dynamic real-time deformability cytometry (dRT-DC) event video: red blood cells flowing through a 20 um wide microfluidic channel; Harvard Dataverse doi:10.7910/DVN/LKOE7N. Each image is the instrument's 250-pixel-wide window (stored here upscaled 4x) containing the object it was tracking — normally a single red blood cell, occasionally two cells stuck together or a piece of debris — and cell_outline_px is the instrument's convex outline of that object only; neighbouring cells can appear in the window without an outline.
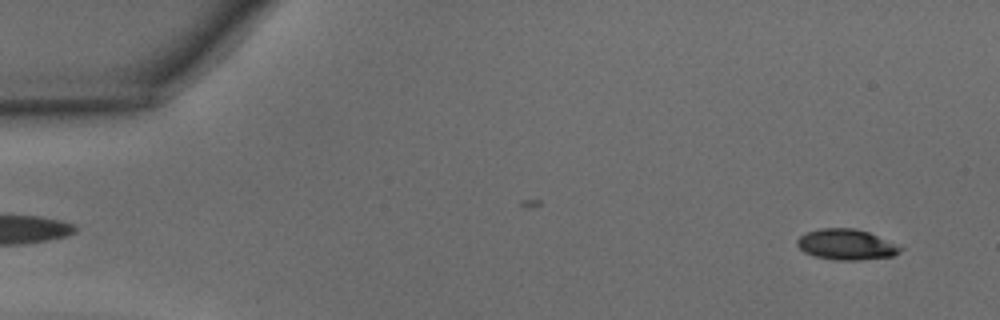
{"species": "common noctule bat (a hibernating species)", "species_latin": "Nyctalus noctula", "temperature_condition": "warm", "stored_images_in_passage": 12, "camera_frame_rate_fps": 3000, "um_per_image_px": 0.085, "animal": {"sex": "male", "body_mass_g": 15.6}, "frame": {"image": 1, "passage_image": 2, "time_ms": 0.333, "image_size_px": [1000, 320], "cell_outline_px": [[904, 248], [900, 252], [892, 256], [860, 260], [836, 260], [812, 256], [804, 252], [796, 244], [796, 240], [800, 236], [808, 232], [820, 228], [856, 228], [868, 232]], "centroid_in_image_um": [71.9, 20.79], "position_along_channel_um": 13.1, "area_um2": 18.38}}
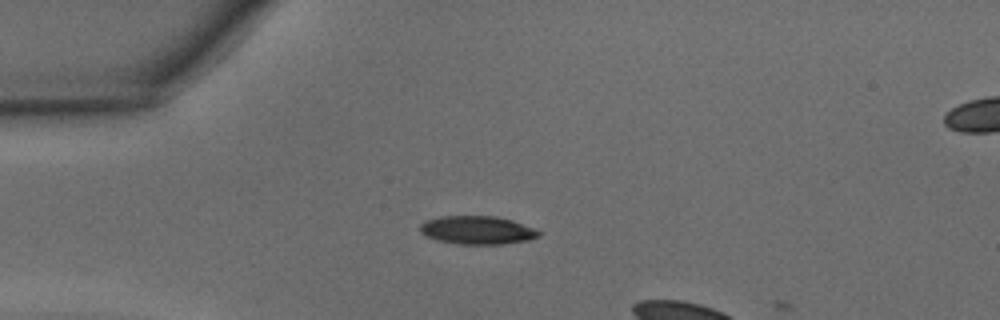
{"frame": {"image": 2, "passage_image": 11, "time_ms": 3.333, "image_size_px": [1000, 320], "cell_outline_px": [[540, 236], [528, 240], [504, 244], [456, 244], [436, 240], [424, 236], [420, 232], [420, 224], [424, 220], [440, 216], [496, 216], [512, 220], [532, 228], [540, 232]], "centroid_in_image_um": [40.5, 19.56], "position_along_channel_um": 44.5, "area_um2": 19.71}}